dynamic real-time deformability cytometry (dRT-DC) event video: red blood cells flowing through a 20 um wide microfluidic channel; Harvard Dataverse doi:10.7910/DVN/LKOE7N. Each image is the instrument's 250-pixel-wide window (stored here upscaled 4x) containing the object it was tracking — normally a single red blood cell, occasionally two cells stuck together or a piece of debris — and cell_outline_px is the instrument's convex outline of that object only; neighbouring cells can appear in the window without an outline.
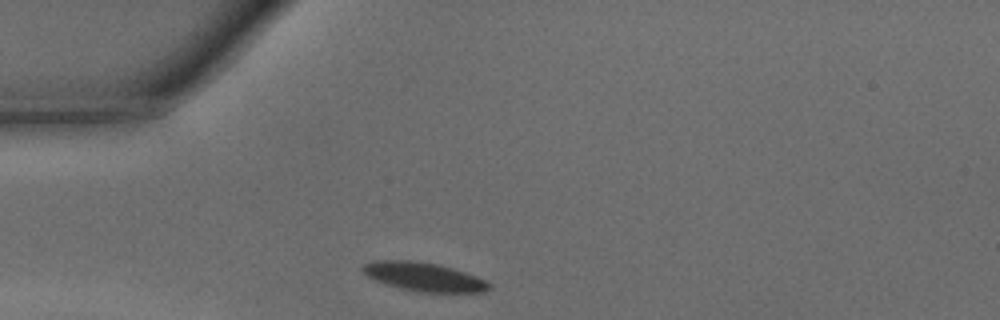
{"species": "common noctule bat (a hibernating species)", "species_latin": "Nyctalus noctula", "temperature_condition": "warm", "stored_images_in_passage": 25, "camera_frame_rate_fps": 3000, "um_per_image_px": 0.085, "animal": {"sex": "male", "body_mass_g": 15.6}, "frame": {"image": 1, "passage_image": 1, "time_ms": 0.0, "image_size_px": [1000, 320], "cell_outline_px": [[492, 288], [484, 292], [424, 292], [400, 288], [384, 284], [368, 276], [360, 268], [364, 264], [372, 260], [412, 260], [440, 264], [476, 276], [492, 284]], "centroid_in_image_um": [36.03, 23.52], "position_along_channel_um": 49.0, "area_um2": 21.21}}
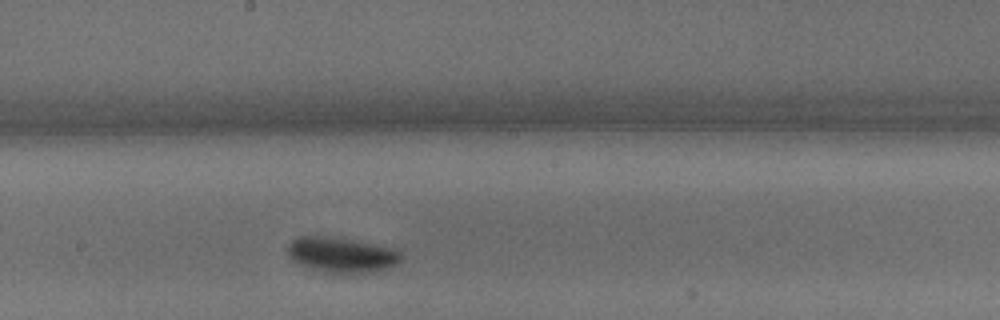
{"frame": {"image": 2, "passage_image": 14, "time_ms": 4.333, "image_size_px": [1000, 320], "cell_outline_px": [[404, 256], [396, 264], [388, 268], [368, 272], [324, 272], [300, 264], [292, 260], [288, 256], [288, 244], [292, 240], [300, 236], [324, 236], [352, 240], [392, 248], [400, 252]], "centroid_in_image_um": [29.01, 21.65], "position_along_channel_um": 219.2, "area_um2": 22.83}}
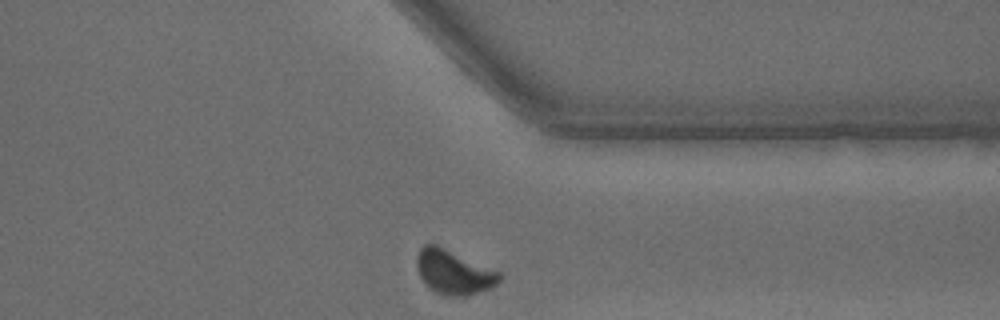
{"frame": {"image": 3, "passage_image": 25, "time_ms": 8.0, "image_size_px": [1000, 320], "cell_outline_px": [[500, 280], [496, 284], [488, 288], [468, 296], [448, 296], [436, 292], [428, 288], [424, 284], [420, 276], [416, 264], [416, 256], [420, 248], [424, 244], [436, 244], [500, 272]], "centroid_in_image_um": [38.52, 23.13], "position_along_channel_um": 372.9, "area_um2": 21.21}, "authors_computed_cell_mechanics": {"area_um2": 22.0218, "velocity_mm_per_s": 4.2523, "shape_relaxation_time_tau1_ms": 2.7113, "shape_relaxation_time_tau2_ms": null, "deformation_change_tau1": 0.1142, "deformation_change_tau2": null}}